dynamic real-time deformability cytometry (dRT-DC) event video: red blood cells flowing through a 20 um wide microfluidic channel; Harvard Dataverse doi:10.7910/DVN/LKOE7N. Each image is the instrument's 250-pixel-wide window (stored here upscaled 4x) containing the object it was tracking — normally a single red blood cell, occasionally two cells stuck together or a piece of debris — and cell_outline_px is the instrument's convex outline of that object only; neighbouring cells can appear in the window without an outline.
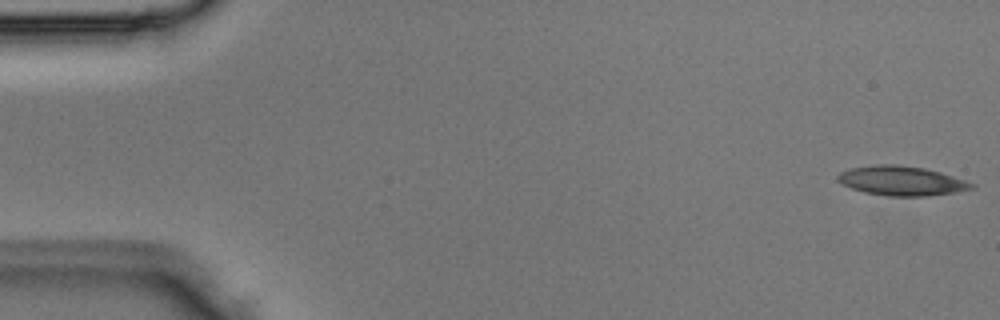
{"species": "Egyptian fruit bat (a non-hibernating species)", "species_latin": "Rousettus aegyptiacus", "temperature_condition": "room temperature", "stored_images_in_passage": 4, "camera_frame_rate_fps": 3000, "um_per_image_px": 0.085, "animal": {"sex": "male"}, "frame": {"image": 1, "passage_image": 1, "time_ms": 0.0, "image_size_px": [1000, 320], "cell_outline_px": [[976, 188], [956, 192], [928, 196], [888, 196], [864, 192], [852, 188], [836, 180], [836, 176], [840, 172], [852, 168], [872, 164], [896, 164], [924, 168], [940, 172], [976, 184]], "centroid_in_image_um": [76.64, 15.37], "position_along_channel_um": 8.4, "area_um2": 23.0}}
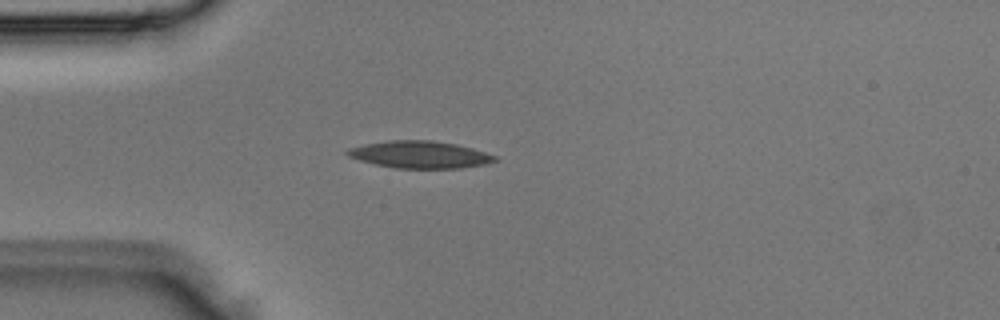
{"frame": {"image": 2, "passage_image": 4, "time_ms": 1.0, "image_size_px": [1000, 320], "cell_outline_px": [[500, 160], [484, 164], [460, 168], [396, 168], [376, 164], [360, 160], [348, 156], [344, 152], [348, 148], [364, 144], [388, 140], [432, 140], [456, 144], [472, 148], [496, 156]], "centroid_in_image_um": [35.68, 13.13], "position_along_channel_um": 49.3, "area_um2": 23.29}}